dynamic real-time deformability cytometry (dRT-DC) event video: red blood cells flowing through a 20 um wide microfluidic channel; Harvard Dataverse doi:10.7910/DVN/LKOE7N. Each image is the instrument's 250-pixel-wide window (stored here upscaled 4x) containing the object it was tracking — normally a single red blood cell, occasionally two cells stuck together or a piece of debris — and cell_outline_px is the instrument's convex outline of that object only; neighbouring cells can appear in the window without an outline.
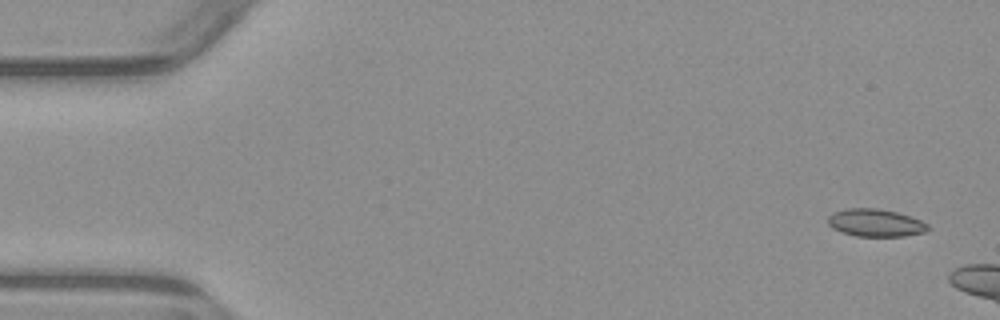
{"species": "common noctule bat (a hibernating species)", "species_latin": "Nyctalus noctula", "temperature_condition": "warm", "stored_images_in_passage": 3, "camera_frame_rate_fps": 3000, "um_per_image_px": 0.085, "animal": {"sex": "male", "body_mass_g": 23.1, "forearm_length_mm": 52.7}, "frame": {"image": 1, "passage_image": 1, "time_ms": 0.0, "image_size_px": [1000, 320], "cell_outline_px": [[928, 228], [924, 232], [904, 236], [856, 236], [840, 232], [832, 228], [828, 224], [828, 216], [832, 212], [848, 208], [876, 208], [896, 212], [912, 216], [928, 224]], "centroid_in_image_um": [74.38, 18.93], "position_along_channel_um": 10.6, "area_um2": 16.13}}